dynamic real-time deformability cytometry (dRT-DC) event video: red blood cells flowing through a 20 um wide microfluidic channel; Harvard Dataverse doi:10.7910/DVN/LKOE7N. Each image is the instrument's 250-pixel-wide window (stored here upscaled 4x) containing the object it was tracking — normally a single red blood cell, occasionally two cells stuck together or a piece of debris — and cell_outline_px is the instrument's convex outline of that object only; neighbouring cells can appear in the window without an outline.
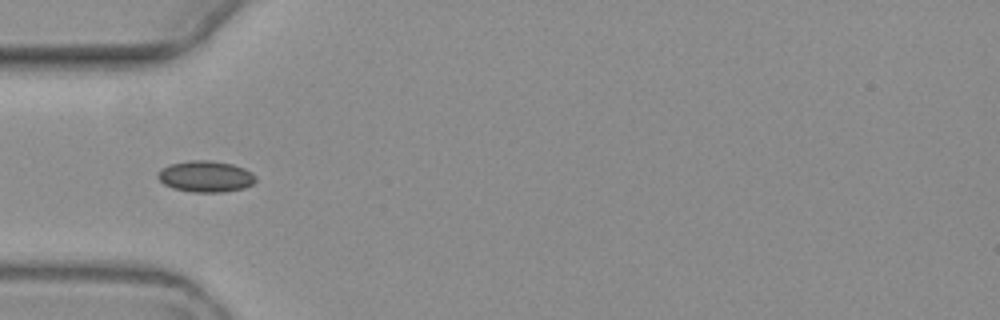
{"species": "common noctule bat (a hibernating species)", "species_latin": "Nyctalus noctula", "temperature_condition": "warm", "stored_images_in_passage": 7, "camera_frame_rate_fps": 3000, "um_per_image_px": 0.085, "animal": {"sex": "female", "body_mass_g": 19.3, "forearm_length_mm": 54.1}, "frame": {"image": 1, "passage_image": 6, "time_ms": 6.0, "image_size_px": [1000, 320], "cell_outline_px": [[256, 180], [252, 184], [244, 188], [224, 192], [192, 192], [172, 188], [164, 184], [156, 176], [156, 172], [160, 168], [172, 164], [188, 160], [208, 160], [232, 164], [244, 168], [252, 172], [256, 176]], "centroid_in_image_um": [17.46, 15.0], "position_along_channel_um": 67.5, "area_um2": 17.98}}
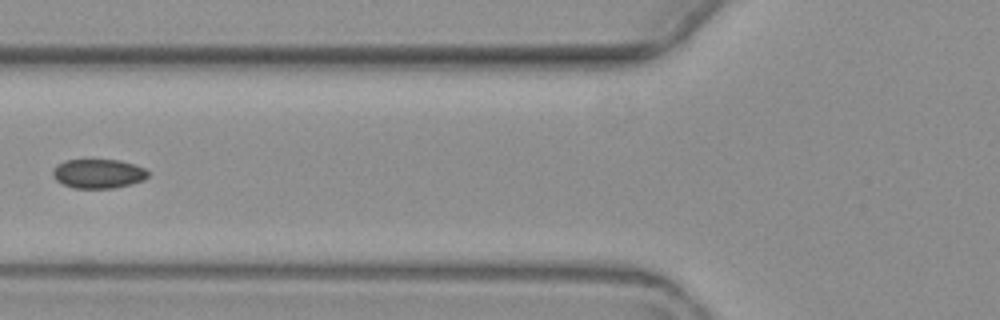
{"frame": {"image": 2, "passage_image": 7, "time_ms": 7.333, "image_size_px": [1000, 320], "cell_outline_px": [[148, 176], [144, 180], [132, 184], [112, 188], [72, 188], [56, 180], [52, 176], [52, 172], [56, 164], [64, 160], [120, 160], [144, 168], [148, 172]], "centroid_in_image_um": [8.33, 14.76], "position_along_channel_um": 117.5, "area_um2": 16.24}}